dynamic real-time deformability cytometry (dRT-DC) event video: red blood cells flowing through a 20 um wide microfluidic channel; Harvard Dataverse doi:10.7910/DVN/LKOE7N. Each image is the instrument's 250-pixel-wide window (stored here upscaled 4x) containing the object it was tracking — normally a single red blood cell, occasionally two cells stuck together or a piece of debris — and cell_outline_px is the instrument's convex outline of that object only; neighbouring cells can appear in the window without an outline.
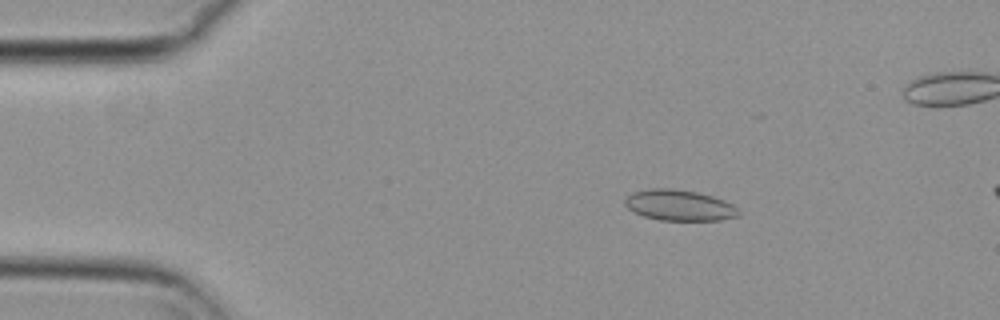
{"species": "common noctule bat (a hibernating species)", "species_latin": "Nyctalus noctula", "temperature_condition": "cold", "stored_images_in_passage": 12, "camera_frame_rate_fps": 3000, "um_per_image_px": 0.085, "animal": {"sex": "female", "body_mass_g": 29.2, "forearm_length_mm": 56.3}, "frame": {"image": 1, "passage_image": 9, "time_ms": 2.667, "image_size_px": [1000, 320], "cell_outline_px": [[740, 216], [720, 220], [660, 220], [644, 216], [628, 208], [624, 204], [624, 200], [632, 192], [652, 188], [672, 188], [696, 192], [712, 196], [724, 200], [732, 204], [740, 212]], "centroid_in_image_um": [57.75, 17.44], "position_along_channel_um": 27.2, "area_um2": 20.35}}